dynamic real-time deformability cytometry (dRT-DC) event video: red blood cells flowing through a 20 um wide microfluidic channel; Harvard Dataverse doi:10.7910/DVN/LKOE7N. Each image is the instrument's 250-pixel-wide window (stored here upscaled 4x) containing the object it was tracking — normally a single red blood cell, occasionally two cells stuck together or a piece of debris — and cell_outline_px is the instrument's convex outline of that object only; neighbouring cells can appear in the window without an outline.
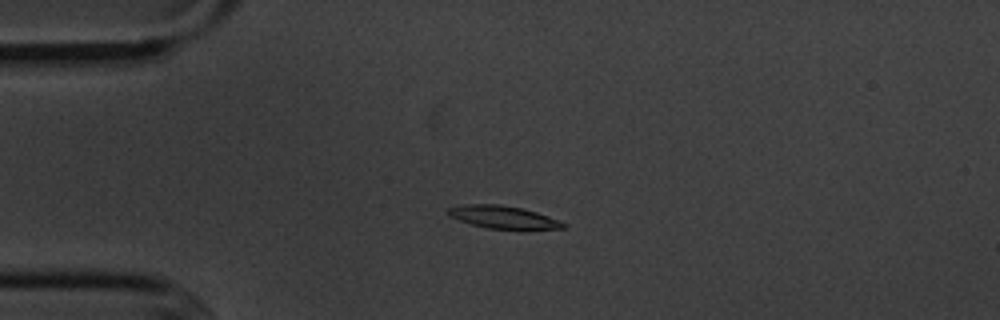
{"species": "common noctule bat (a hibernating species)", "species_latin": "Nyctalus noctula", "temperature_condition": "cold", "stored_images_in_passage": 2, "camera_frame_rate_fps": 3000, "um_per_image_px": 0.085, "animal": {"sex": "male", "body_mass_g": 20.1, "forearm_length_mm": 53.5}, "frame": {"image": 1, "passage_image": 1, "time_ms": 0.0, "image_size_px": [1000, 320], "cell_outline_px": [[568, 224], [564, 228], [488, 228], [472, 224], [448, 216], [448, 208], [464, 204], [500, 204], [520, 208], [536, 212], [560, 220]], "centroid_in_image_um": [42.75, 18.44], "position_along_channel_um": 42.2, "area_um2": 14.8}}